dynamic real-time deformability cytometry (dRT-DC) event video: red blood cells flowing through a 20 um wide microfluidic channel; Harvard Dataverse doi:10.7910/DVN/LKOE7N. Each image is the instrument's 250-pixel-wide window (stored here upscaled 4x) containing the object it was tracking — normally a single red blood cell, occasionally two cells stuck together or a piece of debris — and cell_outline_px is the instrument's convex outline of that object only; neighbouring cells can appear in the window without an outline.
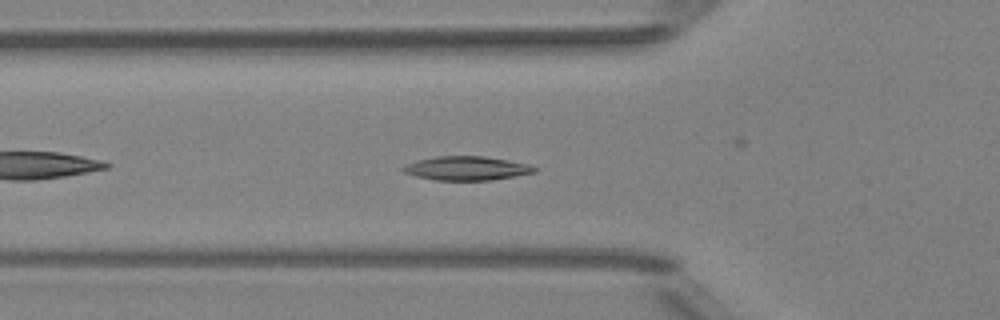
{"species": "Egyptian fruit bat (a non-hibernating species)", "species_latin": "Rousettus aegyptiacus", "temperature_condition": "room temperature", "stored_images_in_passage": 40, "camera_frame_rate_fps": 3000, "um_per_image_px": 0.085, "animal": {"sex": "female"}, "frame": {"image": 1, "passage_image": 6, "time_ms": 1.667, "image_size_px": [1000, 320], "cell_outline_px": [[536, 172], [492, 180], [436, 180], [416, 176], [404, 172], [400, 168], [416, 160], [436, 156], [484, 156], [532, 164], [536, 168]], "centroid_in_image_um": [39.68, 14.3], "position_along_channel_um": 86.1, "area_um2": 18.32}}
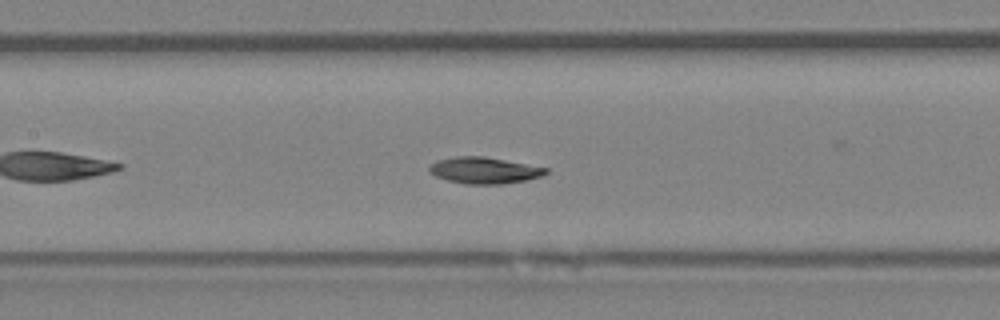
{"frame": {"image": 2, "passage_image": 12, "time_ms": 3.667, "image_size_px": [1000, 320], "cell_outline_px": [[548, 172], [544, 176], [504, 184], [464, 184], [448, 180], [436, 176], [428, 172], [428, 168], [436, 160], [456, 156], [484, 156], [548, 168]], "centroid_in_image_um": [41.15, 14.48], "position_along_channel_um": 166.2, "area_um2": 17.98}}
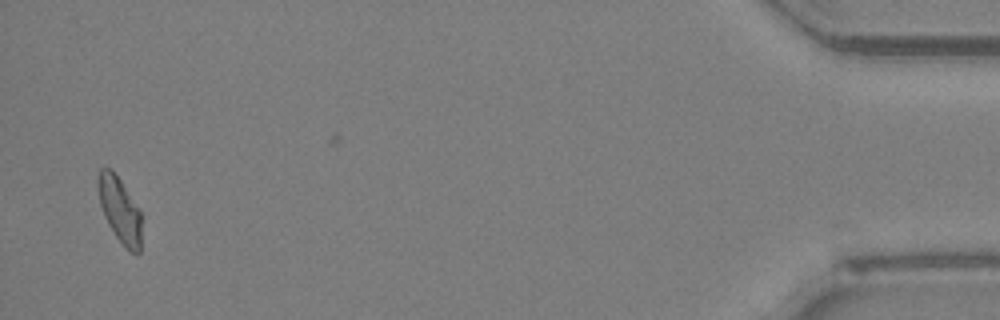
{"frame": {"image": 3, "passage_image": 38, "time_ms": 12.333, "image_size_px": [1000, 320], "cell_outline_px": [[140, 252], [132, 252], [124, 248], [108, 224], [104, 216], [100, 204], [96, 184], [96, 176], [100, 168], [112, 168], [140, 208]], "centroid_in_image_um": [10.14, 17.77], "position_along_channel_um": 425.1, "area_um2": 16.76}, "authors_computed_cell_mechanics": {"area_um2": 17.7735, "velocity_mm_per_s": 3.9985, "shape_relaxation_time_tau1_ms": 4.2244, "shape_relaxation_time_tau2_ms": null, "deformation_change_tau1": 0.1446, "deformation_change_tau2": null}}